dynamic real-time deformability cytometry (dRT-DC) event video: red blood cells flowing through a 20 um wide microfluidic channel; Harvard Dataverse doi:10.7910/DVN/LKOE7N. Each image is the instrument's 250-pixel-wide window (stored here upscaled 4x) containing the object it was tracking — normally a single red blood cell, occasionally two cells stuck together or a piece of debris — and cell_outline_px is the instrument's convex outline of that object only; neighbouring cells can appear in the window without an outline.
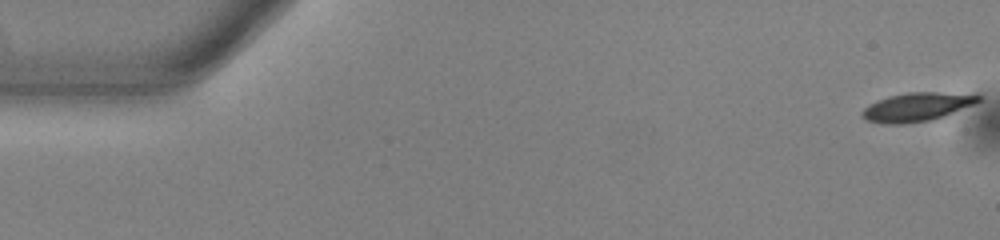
{"species": "common noctule bat (a hibernating species)", "species_latin": "Nyctalus noctula", "temperature_condition": "warm", "stored_images_in_passage": 53, "camera_frame_rate_fps": 3000, "um_per_image_px": 0.085, "animal": {"sex": "male", "body_mass_g": 13.0, "forearm_length_mm": 53.1}, "frame": {"image": 1, "passage_image": 1, "time_ms": 0.0, "image_size_px": [1000, 240], "cell_outline_px": [[980, 100], [976, 104], [944, 116], [932, 120], [904, 124], [880, 124], [868, 120], [860, 116], [860, 112], [868, 104], [876, 100], [888, 96], [908, 92], [940, 92], [980, 96]], "centroid_in_image_um": [77.87, 9.1], "position_along_channel_um": 7.1, "area_um2": 19.54}}
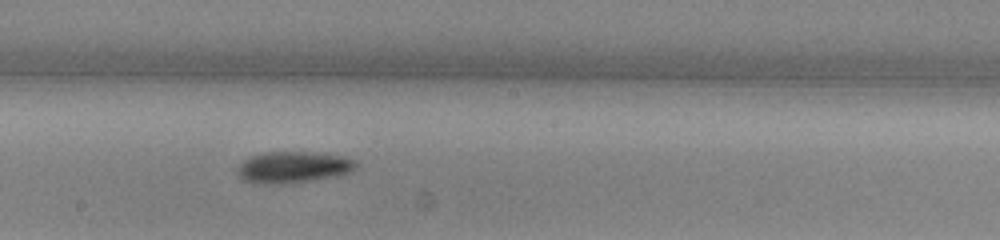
{"frame": {"image": 2, "passage_image": 29, "time_ms": 9.333, "image_size_px": [1000, 240], "cell_outline_px": [[360, 164], [352, 172], [336, 176], [292, 184], [268, 184], [244, 180], [236, 172], [236, 168], [248, 156], [264, 152], [312, 152], [340, 156], [356, 160]], "centroid_in_image_um": [24.94, 14.21], "position_along_channel_um": 223.3, "area_um2": 22.02}}
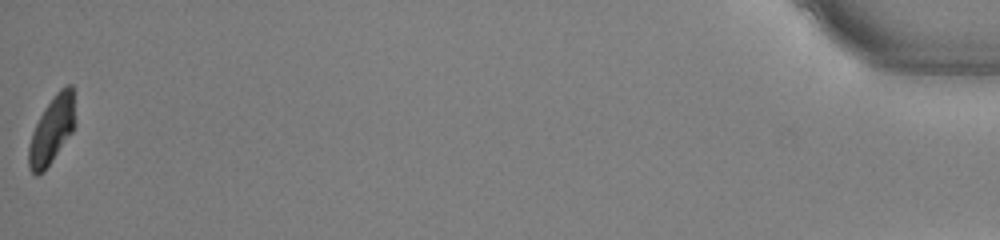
{"frame": {"image": 3, "passage_image": 53, "time_ms": 17.333, "image_size_px": [1000, 240], "cell_outline_px": [[76, 124], [72, 132], [44, 172], [36, 176], [28, 168], [28, 148], [32, 132], [44, 108], [56, 92], [64, 84], [72, 84], [76, 120]], "centroid_in_image_um": [4.42, 11.03], "position_along_channel_um": 430.8, "area_um2": 18.44}, "authors_computed_cell_mechanics": {"area_um2": 20.1144, "velocity_mm_per_s": 3.8919, "shape_relaxation_time_tau1_ms": 2.3051, "shape_relaxation_time_tau2_ms": null, "deformation_change_tau1": 0.1332, "deformation_change_tau2": null}}